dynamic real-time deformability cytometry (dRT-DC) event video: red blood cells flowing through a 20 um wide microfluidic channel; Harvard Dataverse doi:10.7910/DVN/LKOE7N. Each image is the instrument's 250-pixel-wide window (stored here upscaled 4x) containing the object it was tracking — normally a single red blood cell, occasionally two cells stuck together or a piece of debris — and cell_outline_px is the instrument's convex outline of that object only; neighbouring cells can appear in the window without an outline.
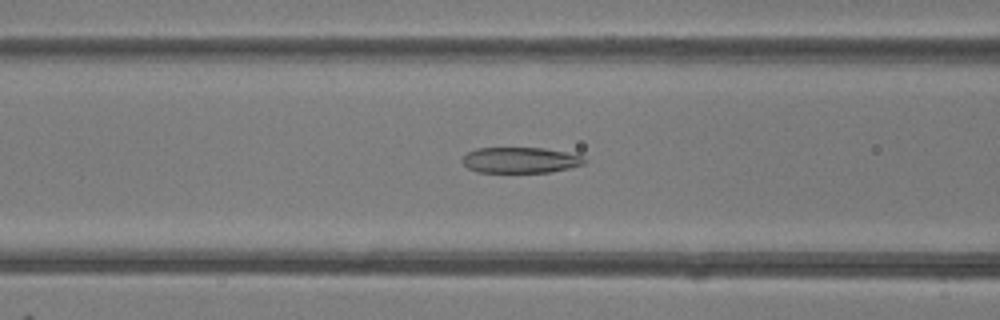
{"species": "common noctule bat (a hibernating species)", "species_latin": "Nyctalus noctula", "temperature_condition": "room temperature", "stored_images_in_passage": 36, "camera_frame_rate_fps": 3000, "um_per_image_px": 0.085, "animal": {"sex": "female"}, "frame": {"image": 1, "passage_image": 20, "time_ms": 6.333, "image_size_px": [1000, 320], "cell_outline_px": [[588, 160], [584, 164], [568, 168], [548, 172], [476, 172], [468, 168], [460, 160], [468, 152], [476, 148], [544, 148], [584, 156]], "centroid_in_image_um": [44.22, 13.61], "position_along_channel_um": 122.4, "area_um2": 18.32}}
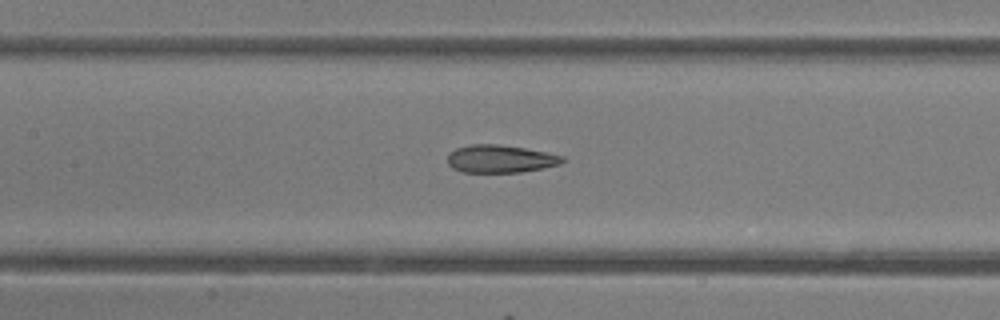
{"frame": {"image": 2, "passage_image": 23, "time_ms": 7.333, "image_size_px": [1000, 320], "cell_outline_px": [[568, 160], [560, 164], [520, 172], [460, 172], [452, 168], [448, 164], [448, 152], [456, 148], [468, 144], [496, 144], [524, 148], [548, 152], [564, 156]], "centroid_in_image_um": [42.52, 13.49], "position_along_channel_um": 164.9, "area_um2": 18.73}}
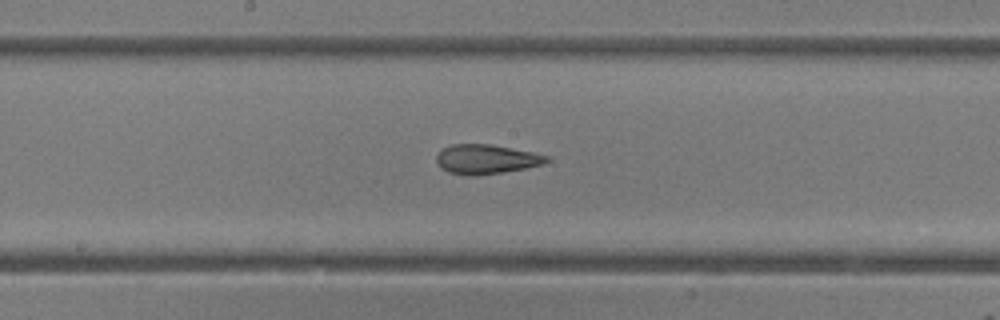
{"frame": {"image": 3, "passage_image": 26, "time_ms": 8.333, "image_size_px": [1000, 320], "cell_outline_px": [[548, 160], [544, 164], [524, 168], [476, 176], [464, 176], [448, 172], [440, 168], [436, 160], [436, 156], [440, 148], [452, 144], [488, 144], [532, 152], [548, 156]], "centroid_in_image_um": [41.24, 13.54], "position_along_channel_um": 207.0, "area_um2": 18.9}}